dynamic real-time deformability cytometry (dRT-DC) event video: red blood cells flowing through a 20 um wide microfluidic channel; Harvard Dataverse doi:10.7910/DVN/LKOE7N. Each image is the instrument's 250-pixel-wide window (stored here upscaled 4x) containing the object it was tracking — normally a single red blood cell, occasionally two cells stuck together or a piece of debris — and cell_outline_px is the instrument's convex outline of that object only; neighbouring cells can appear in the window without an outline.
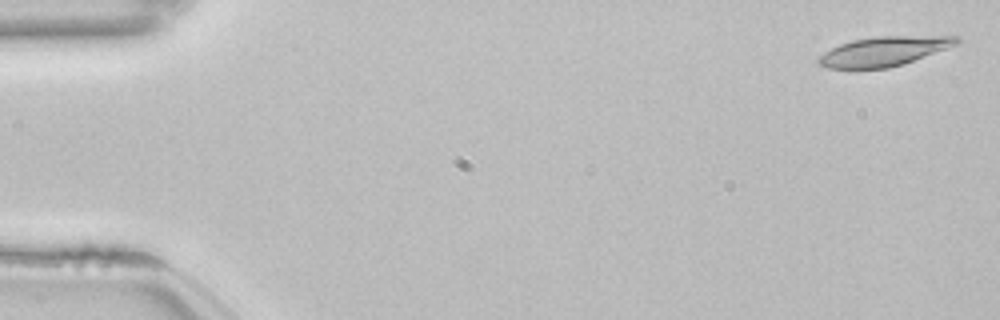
{"species": "common noctule bat (a hibernating species)", "species_latin": "Nyctalus noctula", "temperature_condition": "room temperature", "stored_images_in_passage": 47, "camera_frame_rate_fps": 3000, "um_per_image_px": 0.085, "animal": {"sex": "female", "body_mass_g": 22.7, "forearm_length_mm": 54.2}, "frame": {"image": 1, "passage_image": 1, "time_ms": 0.0, "image_size_px": [1000, 320], "cell_outline_px": [[960, 44], [904, 64], [888, 68], [828, 68], [820, 64], [816, 60], [824, 52], [840, 44], [852, 40], [876, 36], [960, 36]], "centroid_in_image_um": [75.19, 4.35], "position_along_channel_um": 9.8, "area_um2": 23.7}}
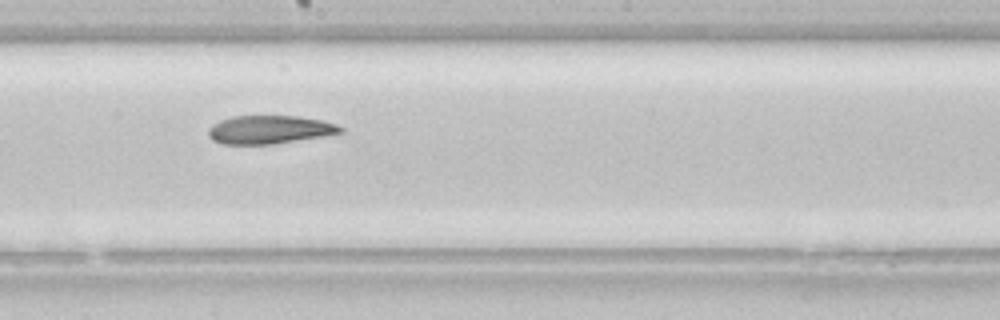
{"frame": {"image": 2, "passage_image": 29, "time_ms": 9.333, "image_size_px": [1000, 320], "cell_outline_px": [[344, 132], [324, 136], [276, 144], [220, 144], [212, 140], [208, 136], [208, 128], [212, 124], [220, 120], [232, 116], [296, 116], [320, 120], [336, 124], [344, 128]], "centroid_in_image_um": [22.89, 11.03], "position_along_channel_um": 225.3, "area_um2": 21.96}}
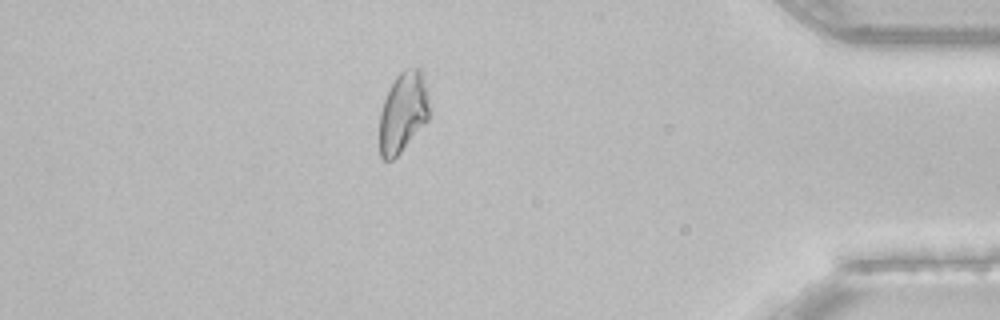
{"frame": {"image": 3, "passage_image": 46, "time_ms": 15.0, "image_size_px": [1000, 320], "cell_outline_px": [[428, 120], [400, 152], [392, 160], [384, 160], [380, 156], [380, 112], [384, 100], [396, 76], [404, 68], [420, 68], [424, 76], [428, 88]], "centroid_in_image_um": [34.27, 9.51], "position_along_channel_um": 400.9, "area_um2": 23.18}}